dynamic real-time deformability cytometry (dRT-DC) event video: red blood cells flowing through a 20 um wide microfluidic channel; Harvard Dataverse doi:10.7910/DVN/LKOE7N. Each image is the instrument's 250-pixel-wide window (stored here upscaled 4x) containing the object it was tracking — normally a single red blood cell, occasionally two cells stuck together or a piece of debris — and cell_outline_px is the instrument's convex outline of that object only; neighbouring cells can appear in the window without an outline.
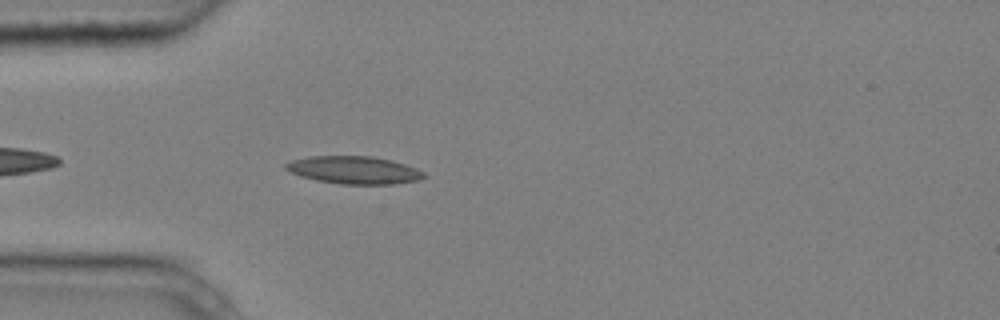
{"species": "common noctule bat (a hibernating species)", "species_latin": "Nyctalus noctula", "temperature_condition": "cold", "stored_images_in_passage": 5, "camera_frame_rate_fps": 3000, "um_per_image_px": 0.085, "animal": {"sex": "male", "body_mass_g": 20.4}, "frame": {"image": 1, "passage_image": 5, "time_ms": 1.333, "image_size_px": [1000, 320], "cell_outline_px": [[428, 176], [420, 180], [392, 184], [340, 184], [316, 180], [300, 176], [284, 168], [284, 164], [292, 160], [308, 156], [372, 156], [392, 160], [416, 168], [424, 172]], "centroid_in_image_um": [30.11, 14.45], "position_along_channel_um": 54.9, "area_um2": 22.37}}